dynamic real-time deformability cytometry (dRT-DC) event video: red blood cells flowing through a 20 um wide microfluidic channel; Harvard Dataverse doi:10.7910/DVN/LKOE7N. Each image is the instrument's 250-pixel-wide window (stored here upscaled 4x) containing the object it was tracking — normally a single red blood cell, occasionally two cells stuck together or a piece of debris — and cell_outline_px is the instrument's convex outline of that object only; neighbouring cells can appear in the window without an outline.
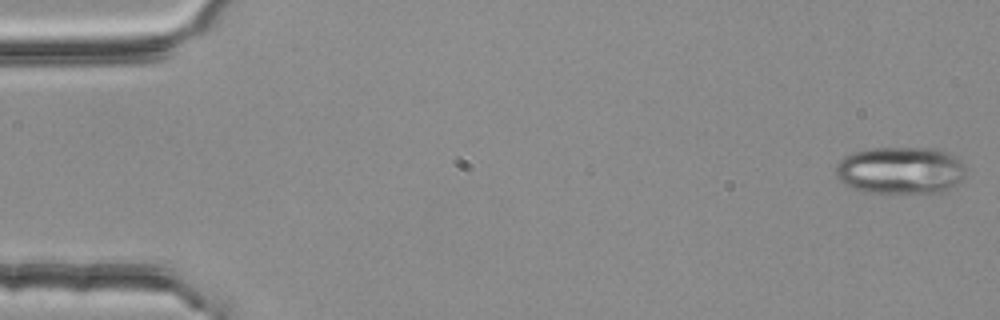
{"species": "common noctule bat (a hibernating species)", "species_latin": "Nyctalus noctula", "temperature_condition": "room temperature", "stored_images_in_passage": 54, "camera_frame_rate_fps": 3000, "um_per_image_px": 0.085, "animal": {"sex": "female", "body_mass_g": 25.1}, "frame": {"image": 1, "passage_image": 1, "time_ms": 0.0, "image_size_px": [1000, 320], "cell_outline_px": [[964, 176], [956, 184], [944, 192], [864, 192], [848, 188], [836, 176], [836, 164], [844, 156], [852, 152], [872, 148], [932, 148], [948, 152], [956, 156], [964, 164]], "centroid_in_image_um": [76.51, 14.47], "position_along_channel_um": 8.5, "area_um2": 35.95}}
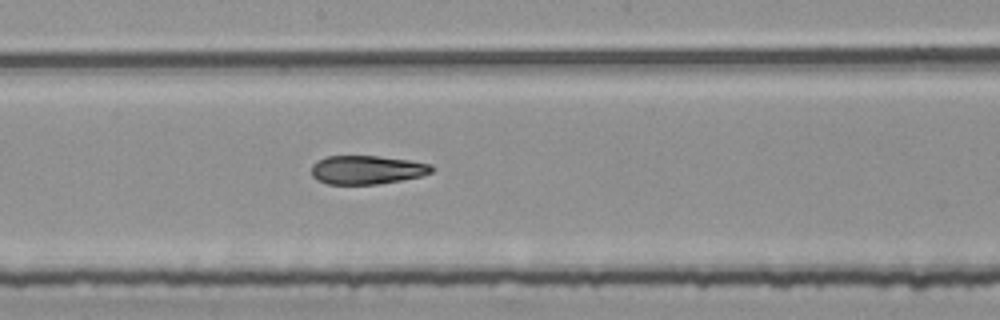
{"frame": {"image": 2, "passage_image": 29, "time_ms": 9.333, "image_size_px": [1000, 320], "cell_outline_px": [[432, 172], [420, 176], [400, 180], [376, 184], [328, 184], [312, 176], [312, 164], [316, 160], [324, 156], [376, 156], [408, 160], [432, 164]], "centroid_in_image_um": [31.15, 14.42], "position_along_channel_um": 217.0, "area_um2": 19.94}}
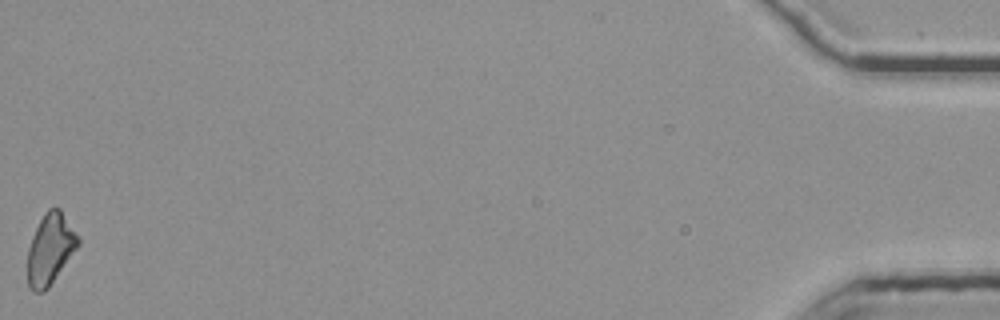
{"frame": {"image": 3, "passage_image": 54, "time_ms": 17.667, "image_size_px": [1000, 320], "cell_outline_px": [[80, 244], [48, 288], [44, 292], [32, 292], [28, 288], [28, 248], [32, 236], [44, 212], [48, 208], [60, 208], [80, 240]], "centroid_in_image_um": [4.25, 21.18], "position_along_channel_um": 430.9, "area_um2": 20.69}, "authors_computed_cell_mechanics": {"area_um2": 21.2993, "velocity_mm_per_s": 3.792, "shape_relaxation_time_tau1_ms": null, "shape_relaxation_time_tau2_ms": 3.0393, "deformation_change_tau1": null, "deformation_change_tau2": 0.1151}}